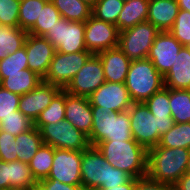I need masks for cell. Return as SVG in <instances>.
I'll return each instance as SVG.
<instances>
[{"label": "cell", "instance_id": "ffe728a7", "mask_svg": "<svg viewBox=\"0 0 190 190\" xmlns=\"http://www.w3.org/2000/svg\"><path fill=\"white\" fill-rule=\"evenodd\" d=\"M164 87L190 90V49L182 46L174 64L164 76Z\"/></svg>", "mask_w": 190, "mask_h": 190}, {"label": "cell", "instance_id": "7c38bea8", "mask_svg": "<svg viewBox=\"0 0 190 190\" xmlns=\"http://www.w3.org/2000/svg\"><path fill=\"white\" fill-rule=\"evenodd\" d=\"M85 46L87 51L97 54L118 47L119 30L115 24L90 16L85 21Z\"/></svg>", "mask_w": 190, "mask_h": 190}, {"label": "cell", "instance_id": "4dcf8cb0", "mask_svg": "<svg viewBox=\"0 0 190 190\" xmlns=\"http://www.w3.org/2000/svg\"><path fill=\"white\" fill-rule=\"evenodd\" d=\"M157 146L190 149V122L175 123L168 132L161 136Z\"/></svg>", "mask_w": 190, "mask_h": 190}, {"label": "cell", "instance_id": "74e56055", "mask_svg": "<svg viewBox=\"0 0 190 190\" xmlns=\"http://www.w3.org/2000/svg\"><path fill=\"white\" fill-rule=\"evenodd\" d=\"M169 32L183 45L190 43V12L179 9L178 15Z\"/></svg>", "mask_w": 190, "mask_h": 190}, {"label": "cell", "instance_id": "4fadbf2b", "mask_svg": "<svg viewBox=\"0 0 190 190\" xmlns=\"http://www.w3.org/2000/svg\"><path fill=\"white\" fill-rule=\"evenodd\" d=\"M82 152L55 148L53 165L46 179L59 180L69 185H82Z\"/></svg>", "mask_w": 190, "mask_h": 190}, {"label": "cell", "instance_id": "d590c367", "mask_svg": "<svg viewBox=\"0 0 190 190\" xmlns=\"http://www.w3.org/2000/svg\"><path fill=\"white\" fill-rule=\"evenodd\" d=\"M144 103L154 116L172 117L169 105L170 88L163 87L160 91L153 94Z\"/></svg>", "mask_w": 190, "mask_h": 190}, {"label": "cell", "instance_id": "f1b7e54d", "mask_svg": "<svg viewBox=\"0 0 190 190\" xmlns=\"http://www.w3.org/2000/svg\"><path fill=\"white\" fill-rule=\"evenodd\" d=\"M9 186L12 189L28 190L37 183L32 175L29 164L21 161L8 162Z\"/></svg>", "mask_w": 190, "mask_h": 190}, {"label": "cell", "instance_id": "8992f818", "mask_svg": "<svg viewBox=\"0 0 190 190\" xmlns=\"http://www.w3.org/2000/svg\"><path fill=\"white\" fill-rule=\"evenodd\" d=\"M125 86L133 103L145 102L164 87V77L148 58L131 60Z\"/></svg>", "mask_w": 190, "mask_h": 190}, {"label": "cell", "instance_id": "277c9868", "mask_svg": "<svg viewBox=\"0 0 190 190\" xmlns=\"http://www.w3.org/2000/svg\"><path fill=\"white\" fill-rule=\"evenodd\" d=\"M93 125L88 136L91 146L100 142L128 141L133 139L129 110L116 112L91 106Z\"/></svg>", "mask_w": 190, "mask_h": 190}, {"label": "cell", "instance_id": "d4e9b609", "mask_svg": "<svg viewBox=\"0 0 190 190\" xmlns=\"http://www.w3.org/2000/svg\"><path fill=\"white\" fill-rule=\"evenodd\" d=\"M27 34L19 27L0 24V60L23 47Z\"/></svg>", "mask_w": 190, "mask_h": 190}, {"label": "cell", "instance_id": "44dd1931", "mask_svg": "<svg viewBox=\"0 0 190 190\" xmlns=\"http://www.w3.org/2000/svg\"><path fill=\"white\" fill-rule=\"evenodd\" d=\"M179 12L176 0H149L147 22L160 31H169Z\"/></svg>", "mask_w": 190, "mask_h": 190}, {"label": "cell", "instance_id": "4316f807", "mask_svg": "<svg viewBox=\"0 0 190 190\" xmlns=\"http://www.w3.org/2000/svg\"><path fill=\"white\" fill-rule=\"evenodd\" d=\"M54 152V147L43 144L28 163L32 175L37 182L48 177L53 165Z\"/></svg>", "mask_w": 190, "mask_h": 190}, {"label": "cell", "instance_id": "5b68a950", "mask_svg": "<svg viewBox=\"0 0 190 190\" xmlns=\"http://www.w3.org/2000/svg\"><path fill=\"white\" fill-rule=\"evenodd\" d=\"M128 110L133 139L147 150L157 146L175 124L172 117L154 116L144 102L133 103Z\"/></svg>", "mask_w": 190, "mask_h": 190}, {"label": "cell", "instance_id": "e575fe53", "mask_svg": "<svg viewBox=\"0 0 190 190\" xmlns=\"http://www.w3.org/2000/svg\"><path fill=\"white\" fill-rule=\"evenodd\" d=\"M34 127V122L25 116L21 111H13V115L2 118L0 130L12 135H19Z\"/></svg>", "mask_w": 190, "mask_h": 190}, {"label": "cell", "instance_id": "8d00e7d4", "mask_svg": "<svg viewBox=\"0 0 190 190\" xmlns=\"http://www.w3.org/2000/svg\"><path fill=\"white\" fill-rule=\"evenodd\" d=\"M25 69H28L25 46L0 60V74L21 73V70Z\"/></svg>", "mask_w": 190, "mask_h": 190}, {"label": "cell", "instance_id": "f546056e", "mask_svg": "<svg viewBox=\"0 0 190 190\" xmlns=\"http://www.w3.org/2000/svg\"><path fill=\"white\" fill-rule=\"evenodd\" d=\"M66 91L62 89L51 101L48 107L42 111L34 121V126L40 129L48 123H57L65 120Z\"/></svg>", "mask_w": 190, "mask_h": 190}, {"label": "cell", "instance_id": "6da1fadb", "mask_svg": "<svg viewBox=\"0 0 190 190\" xmlns=\"http://www.w3.org/2000/svg\"><path fill=\"white\" fill-rule=\"evenodd\" d=\"M190 171V149L154 146L148 149L147 176L171 185Z\"/></svg>", "mask_w": 190, "mask_h": 190}, {"label": "cell", "instance_id": "ba28073f", "mask_svg": "<svg viewBox=\"0 0 190 190\" xmlns=\"http://www.w3.org/2000/svg\"><path fill=\"white\" fill-rule=\"evenodd\" d=\"M43 144L54 148L84 151L90 146L88 136L74 127L68 120L43 125L40 129Z\"/></svg>", "mask_w": 190, "mask_h": 190}, {"label": "cell", "instance_id": "e0dca14e", "mask_svg": "<svg viewBox=\"0 0 190 190\" xmlns=\"http://www.w3.org/2000/svg\"><path fill=\"white\" fill-rule=\"evenodd\" d=\"M24 46L27 53L28 68L43 79L56 48L46 38L31 34H27Z\"/></svg>", "mask_w": 190, "mask_h": 190}, {"label": "cell", "instance_id": "f35d334b", "mask_svg": "<svg viewBox=\"0 0 190 190\" xmlns=\"http://www.w3.org/2000/svg\"><path fill=\"white\" fill-rule=\"evenodd\" d=\"M20 0H0V24L19 27Z\"/></svg>", "mask_w": 190, "mask_h": 190}, {"label": "cell", "instance_id": "bcb514c9", "mask_svg": "<svg viewBox=\"0 0 190 190\" xmlns=\"http://www.w3.org/2000/svg\"><path fill=\"white\" fill-rule=\"evenodd\" d=\"M172 188L173 190H190V171L186 172Z\"/></svg>", "mask_w": 190, "mask_h": 190}, {"label": "cell", "instance_id": "f6af8a7d", "mask_svg": "<svg viewBox=\"0 0 190 190\" xmlns=\"http://www.w3.org/2000/svg\"><path fill=\"white\" fill-rule=\"evenodd\" d=\"M135 189V178H131L127 183L119 186L97 187L91 190H134Z\"/></svg>", "mask_w": 190, "mask_h": 190}, {"label": "cell", "instance_id": "d6a6232c", "mask_svg": "<svg viewBox=\"0 0 190 190\" xmlns=\"http://www.w3.org/2000/svg\"><path fill=\"white\" fill-rule=\"evenodd\" d=\"M48 0H21L19 6V28L29 31L41 13V9Z\"/></svg>", "mask_w": 190, "mask_h": 190}, {"label": "cell", "instance_id": "d6986e66", "mask_svg": "<svg viewBox=\"0 0 190 190\" xmlns=\"http://www.w3.org/2000/svg\"><path fill=\"white\" fill-rule=\"evenodd\" d=\"M99 56L106 81L125 83L131 60L118 47L101 51Z\"/></svg>", "mask_w": 190, "mask_h": 190}, {"label": "cell", "instance_id": "836d02e7", "mask_svg": "<svg viewBox=\"0 0 190 190\" xmlns=\"http://www.w3.org/2000/svg\"><path fill=\"white\" fill-rule=\"evenodd\" d=\"M124 3L123 0H98L92 7V16L116 24Z\"/></svg>", "mask_w": 190, "mask_h": 190}, {"label": "cell", "instance_id": "7bdbcfd3", "mask_svg": "<svg viewBox=\"0 0 190 190\" xmlns=\"http://www.w3.org/2000/svg\"><path fill=\"white\" fill-rule=\"evenodd\" d=\"M39 183L45 190H86L82 185H69L59 180H41Z\"/></svg>", "mask_w": 190, "mask_h": 190}, {"label": "cell", "instance_id": "603a6c76", "mask_svg": "<svg viewBox=\"0 0 190 190\" xmlns=\"http://www.w3.org/2000/svg\"><path fill=\"white\" fill-rule=\"evenodd\" d=\"M149 0H129L123 5L115 24L119 32L147 21Z\"/></svg>", "mask_w": 190, "mask_h": 190}, {"label": "cell", "instance_id": "ac0fdd59", "mask_svg": "<svg viewBox=\"0 0 190 190\" xmlns=\"http://www.w3.org/2000/svg\"><path fill=\"white\" fill-rule=\"evenodd\" d=\"M65 120H68L74 127L89 136L93 125L89 98L66 92Z\"/></svg>", "mask_w": 190, "mask_h": 190}, {"label": "cell", "instance_id": "83f0119b", "mask_svg": "<svg viewBox=\"0 0 190 190\" xmlns=\"http://www.w3.org/2000/svg\"><path fill=\"white\" fill-rule=\"evenodd\" d=\"M169 105L175 123L190 122V90L170 89Z\"/></svg>", "mask_w": 190, "mask_h": 190}, {"label": "cell", "instance_id": "60d3db41", "mask_svg": "<svg viewBox=\"0 0 190 190\" xmlns=\"http://www.w3.org/2000/svg\"><path fill=\"white\" fill-rule=\"evenodd\" d=\"M16 136L0 130V160L4 162L17 161Z\"/></svg>", "mask_w": 190, "mask_h": 190}, {"label": "cell", "instance_id": "1f68e13d", "mask_svg": "<svg viewBox=\"0 0 190 190\" xmlns=\"http://www.w3.org/2000/svg\"><path fill=\"white\" fill-rule=\"evenodd\" d=\"M61 18L62 16L55 8L53 2L48 0L41 9V13L36 19V23L28 31V34L44 37L49 29L52 28Z\"/></svg>", "mask_w": 190, "mask_h": 190}, {"label": "cell", "instance_id": "7a4b0ae2", "mask_svg": "<svg viewBox=\"0 0 190 190\" xmlns=\"http://www.w3.org/2000/svg\"><path fill=\"white\" fill-rule=\"evenodd\" d=\"M96 147L112 167L125 171L132 178L147 175L148 150L134 139L100 142Z\"/></svg>", "mask_w": 190, "mask_h": 190}, {"label": "cell", "instance_id": "30bf717a", "mask_svg": "<svg viewBox=\"0 0 190 190\" xmlns=\"http://www.w3.org/2000/svg\"><path fill=\"white\" fill-rule=\"evenodd\" d=\"M91 55L89 51L71 54L56 51L42 80L64 89Z\"/></svg>", "mask_w": 190, "mask_h": 190}, {"label": "cell", "instance_id": "9a60e30c", "mask_svg": "<svg viewBox=\"0 0 190 190\" xmlns=\"http://www.w3.org/2000/svg\"><path fill=\"white\" fill-rule=\"evenodd\" d=\"M182 46L169 31H161L153 41L147 58L164 77L174 64Z\"/></svg>", "mask_w": 190, "mask_h": 190}, {"label": "cell", "instance_id": "ee69618b", "mask_svg": "<svg viewBox=\"0 0 190 190\" xmlns=\"http://www.w3.org/2000/svg\"><path fill=\"white\" fill-rule=\"evenodd\" d=\"M8 179V162L0 160V190H11Z\"/></svg>", "mask_w": 190, "mask_h": 190}, {"label": "cell", "instance_id": "c3c4849f", "mask_svg": "<svg viewBox=\"0 0 190 190\" xmlns=\"http://www.w3.org/2000/svg\"><path fill=\"white\" fill-rule=\"evenodd\" d=\"M28 190H45V188L39 183L33 184Z\"/></svg>", "mask_w": 190, "mask_h": 190}, {"label": "cell", "instance_id": "ab89813d", "mask_svg": "<svg viewBox=\"0 0 190 190\" xmlns=\"http://www.w3.org/2000/svg\"><path fill=\"white\" fill-rule=\"evenodd\" d=\"M20 97L0 86V121L2 118L13 115V111L19 110Z\"/></svg>", "mask_w": 190, "mask_h": 190}, {"label": "cell", "instance_id": "484cf974", "mask_svg": "<svg viewBox=\"0 0 190 190\" xmlns=\"http://www.w3.org/2000/svg\"><path fill=\"white\" fill-rule=\"evenodd\" d=\"M62 18L85 22L92 15V7L81 0H51Z\"/></svg>", "mask_w": 190, "mask_h": 190}, {"label": "cell", "instance_id": "8fae6325", "mask_svg": "<svg viewBox=\"0 0 190 190\" xmlns=\"http://www.w3.org/2000/svg\"><path fill=\"white\" fill-rule=\"evenodd\" d=\"M105 81L102 62L97 54H92L64 90L75 96L89 97Z\"/></svg>", "mask_w": 190, "mask_h": 190}, {"label": "cell", "instance_id": "9c48e42d", "mask_svg": "<svg viewBox=\"0 0 190 190\" xmlns=\"http://www.w3.org/2000/svg\"><path fill=\"white\" fill-rule=\"evenodd\" d=\"M85 22L69 21L61 18L45 34L46 38L61 53L87 51L85 46Z\"/></svg>", "mask_w": 190, "mask_h": 190}, {"label": "cell", "instance_id": "5bb4252c", "mask_svg": "<svg viewBox=\"0 0 190 190\" xmlns=\"http://www.w3.org/2000/svg\"><path fill=\"white\" fill-rule=\"evenodd\" d=\"M88 98L91 106L116 112L126 111L133 104L125 83L105 81Z\"/></svg>", "mask_w": 190, "mask_h": 190}, {"label": "cell", "instance_id": "3957f363", "mask_svg": "<svg viewBox=\"0 0 190 190\" xmlns=\"http://www.w3.org/2000/svg\"><path fill=\"white\" fill-rule=\"evenodd\" d=\"M132 177L123 170L112 167L96 146L82 151L81 180L86 190L97 187L119 186Z\"/></svg>", "mask_w": 190, "mask_h": 190}, {"label": "cell", "instance_id": "681fc988", "mask_svg": "<svg viewBox=\"0 0 190 190\" xmlns=\"http://www.w3.org/2000/svg\"><path fill=\"white\" fill-rule=\"evenodd\" d=\"M81 1H84L88 3L91 7H93L98 0H81Z\"/></svg>", "mask_w": 190, "mask_h": 190}, {"label": "cell", "instance_id": "cb8c5ba5", "mask_svg": "<svg viewBox=\"0 0 190 190\" xmlns=\"http://www.w3.org/2000/svg\"><path fill=\"white\" fill-rule=\"evenodd\" d=\"M17 160L29 163L38 149L43 145L40 130L35 126L16 136Z\"/></svg>", "mask_w": 190, "mask_h": 190}, {"label": "cell", "instance_id": "52a82bcc", "mask_svg": "<svg viewBox=\"0 0 190 190\" xmlns=\"http://www.w3.org/2000/svg\"><path fill=\"white\" fill-rule=\"evenodd\" d=\"M161 31L150 22L139 23L119 32V48L130 60L148 57L153 41Z\"/></svg>", "mask_w": 190, "mask_h": 190}, {"label": "cell", "instance_id": "7dc6e473", "mask_svg": "<svg viewBox=\"0 0 190 190\" xmlns=\"http://www.w3.org/2000/svg\"><path fill=\"white\" fill-rule=\"evenodd\" d=\"M179 5V9L190 12V0H176Z\"/></svg>", "mask_w": 190, "mask_h": 190}, {"label": "cell", "instance_id": "b9f144b4", "mask_svg": "<svg viewBox=\"0 0 190 190\" xmlns=\"http://www.w3.org/2000/svg\"><path fill=\"white\" fill-rule=\"evenodd\" d=\"M134 190H173L172 186L166 183L152 180L147 175L135 178Z\"/></svg>", "mask_w": 190, "mask_h": 190}, {"label": "cell", "instance_id": "7402d4cb", "mask_svg": "<svg viewBox=\"0 0 190 190\" xmlns=\"http://www.w3.org/2000/svg\"><path fill=\"white\" fill-rule=\"evenodd\" d=\"M1 86L15 94L22 96L33 89L42 81V78L29 68L21 73L0 74Z\"/></svg>", "mask_w": 190, "mask_h": 190}, {"label": "cell", "instance_id": "2e32d148", "mask_svg": "<svg viewBox=\"0 0 190 190\" xmlns=\"http://www.w3.org/2000/svg\"><path fill=\"white\" fill-rule=\"evenodd\" d=\"M61 90V87L42 80L35 89L20 97L18 109L34 122Z\"/></svg>", "mask_w": 190, "mask_h": 190}]
</instances>
